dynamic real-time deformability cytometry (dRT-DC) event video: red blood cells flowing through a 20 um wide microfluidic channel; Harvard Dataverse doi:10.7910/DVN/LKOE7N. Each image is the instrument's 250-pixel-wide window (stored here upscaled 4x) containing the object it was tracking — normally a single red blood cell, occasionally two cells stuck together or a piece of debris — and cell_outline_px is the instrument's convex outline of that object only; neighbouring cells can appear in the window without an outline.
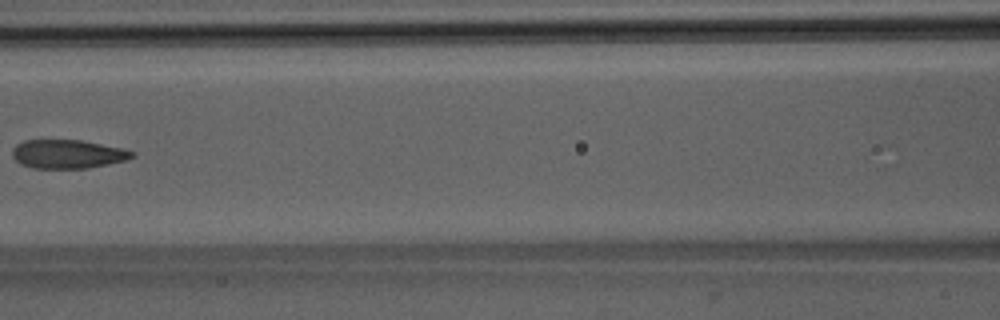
{"species": "Egyptian fruit bat (a non-hibernating species)", "species_latin": "Rousettus aegyptiacus", "temperature_condition": "room temperature", "stored_images_in_passage": 8, "camera_frame_rate_fps": 3000, "um_per_image_px": 0.085, "animal": {"sex": "male"}, "frame": {"image": 1, "passage_image": 7, "time_ms": 7.0, "image_size_px": [1000, 320], "cell_outline_px": [[136, 156], [124, 160], [108, 164], [88, 168], [32, 168], [20, 164], [12, 156], [12, 148], [16, 144], [24, 140], [80, 140], [120, 148], [136, 152]], "centroid_in_image_um": [5.72, 13.09], "position_along_channel_um": 160.9, "area_um2": 20.0}}